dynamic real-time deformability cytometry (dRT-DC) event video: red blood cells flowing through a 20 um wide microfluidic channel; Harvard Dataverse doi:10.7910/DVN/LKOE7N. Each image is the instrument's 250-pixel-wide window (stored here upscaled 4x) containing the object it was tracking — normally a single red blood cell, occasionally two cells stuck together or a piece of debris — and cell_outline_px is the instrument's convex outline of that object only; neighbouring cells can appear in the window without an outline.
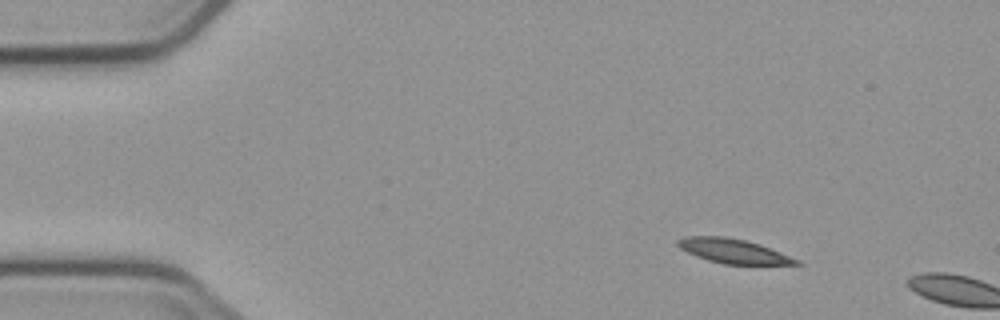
{"species": "common noctule bat (a hibernating species)", "species_latin": "Nyctalus noctula", "temperature_condition": "cold", "stored_images_in_passage": 3, "camera_frame_rate_fps": 3000, "um_per_image_px": 0.085, "animal": {"sex": "male", "body_mass_g": 23.1, "forearm_length_mm": 52.7}, "frame": {"image": 1, "passage_image": 2, "time_ms": 1.333, "image_size_px": [1000, 320], "cell_outline_px": [[804, 264], [724, 264], [708, 260], [696, 256], [680, 248], [676, 244], [676, 240], [684, 236], [724, 236], [744, 240], [760, 244], [800, 260]], "centroid_in_image_um": [62.31, 21.33], "position_along_channel_um": 22.7, "area_um2": 16.76}}